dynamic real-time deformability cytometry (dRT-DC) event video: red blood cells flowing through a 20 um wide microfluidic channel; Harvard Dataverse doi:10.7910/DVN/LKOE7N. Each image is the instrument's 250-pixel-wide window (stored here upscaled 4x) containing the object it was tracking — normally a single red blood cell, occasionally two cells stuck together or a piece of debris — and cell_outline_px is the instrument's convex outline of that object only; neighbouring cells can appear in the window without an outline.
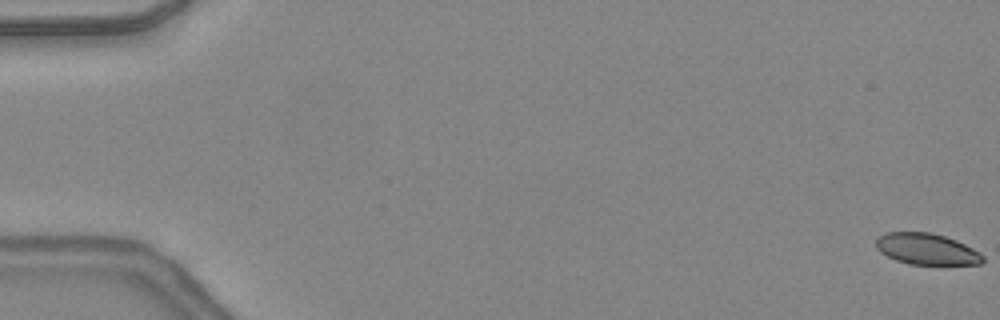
{"species": "common noctule bat (a hibernating species)", "species_latin": "Nyctalus noctula", "temperature_condition": "warm", "stored_images_in_passage": 3, "camera_frame_rate_fps": 3000, "um_per_image_px": 0.085, "animal": {"sex": "female", "body_mass_g": 24.6, "forearm_length_mm": 56.2}, "frame": {"image": 1, "passage_image": 1, "time_ms": 0.0, "image_size_px": [1000, 320], "cell_outline_px": [[984, 260], [980, 264], [908, 264], [896, 260], [880, 252], [876, 248], [876, 240], [884, 232], [932, 232], [956, 240], [980, 252], [984, 256]], "centroid_in_image_um": [78.76, 21.16], "position_along_channel_um": 6.2, "area_um2": 19.42}}